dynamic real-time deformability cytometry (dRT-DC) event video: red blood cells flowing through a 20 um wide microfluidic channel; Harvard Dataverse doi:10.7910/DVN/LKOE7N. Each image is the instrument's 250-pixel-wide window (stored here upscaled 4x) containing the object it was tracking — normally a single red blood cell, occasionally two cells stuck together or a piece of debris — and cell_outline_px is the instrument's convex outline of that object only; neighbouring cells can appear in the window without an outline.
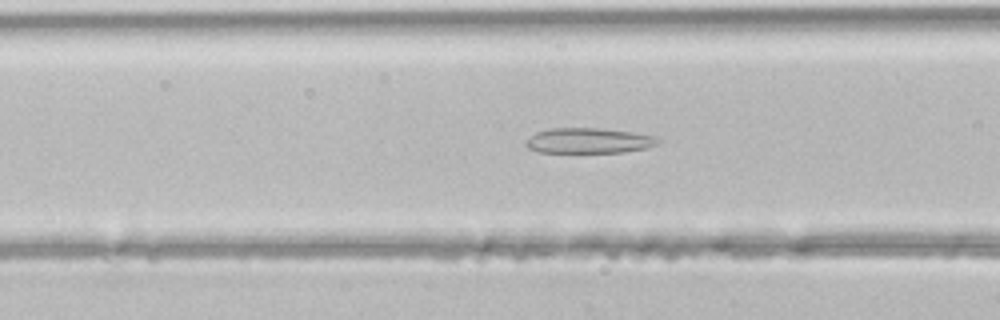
{"species": "common noctule bat (a hibernating species)", "species_latin": "Nyctalus noctula", "temperature_condition": "room temperature", "stored_images_in_passage": 36, "camera_frame_rate_fps": 3000, "um_per_image_px": 0.085, "animal": {"sex": "male", "body_mass_g": 21.5, "forearm_length_mm": 52.0}, "frame": {"image": 1, "passage_image": 8, "time_ms": 2.333, "image_size_px": [1000, 320], "cell_outline_px": [[660, 140], [656, 144], [648, 148], [624, 152], [540, 152], [528, 148], [524, 144], [524, 140], [528, 136], [536, 132], [552, 128], [596, 128], [628, 132], [656, 136]], "centroid_in_image_um": [49.99, 11.96], "position_along_channel_um": 116.6, "area_um2": 19.42}}
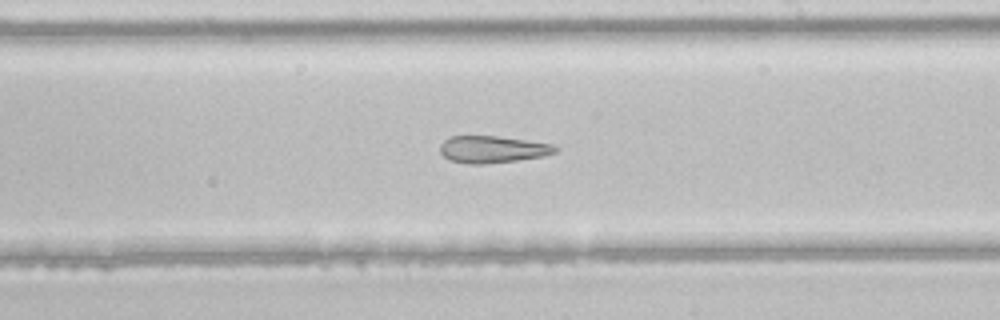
{"frame": {"image": 2, "passage_image": 17, "time_ms": 5.333, "image_size_px": [1000, 320], "cell_outline_px": [[556, 152], [540, 156], [516, 160], [484, 164], [468, 164], [448, 160], [440, 152], [440, 144], [448, 136], [496, 136], [552, 144], [556, 148]], "centroid_in_image_um": [41.77, 12.69], "position_along_channel_um": 247.2, "area_um2": 17.92}}
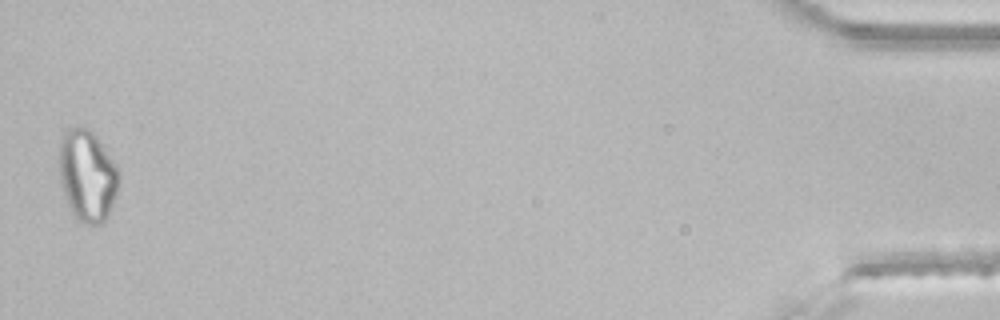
{"frame": {"image": 3, "passage_image": 36, "time_ms": 11.667, "image_size_px": [1000, 320], "cell_outline_px": [[120, 184], [112, 208], [104, 224], [84, 224], [72, 212], [68, 204], [60, 180], [60, 144], [64, 132], [68, 128], [88, 128], [96, 136], [120, 168]], "centroid_in_image_um": [7.48, 14.95], "position_along_channel_um": 427.7, "area_um2": 31.96}}